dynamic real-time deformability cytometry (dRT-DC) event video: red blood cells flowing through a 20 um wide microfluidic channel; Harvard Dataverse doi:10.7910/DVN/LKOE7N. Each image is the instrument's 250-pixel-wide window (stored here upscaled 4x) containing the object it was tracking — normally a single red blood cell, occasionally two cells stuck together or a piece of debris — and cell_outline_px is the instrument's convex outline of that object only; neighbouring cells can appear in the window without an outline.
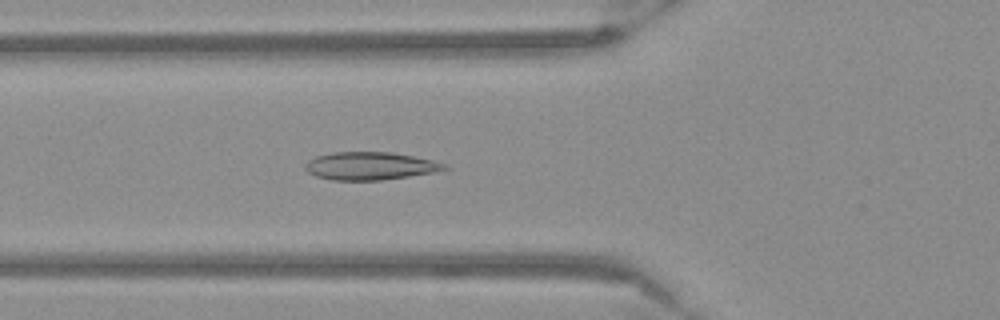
{"species": "Egyptian fruit bat (a non-hibernating species)", "species_latin": "Rousettus aegyptiacus", "temperature_condition": "warm", "stored_images_in_passage": 54, "camera_frame_rate_fps": 3000, "um_per_image_px": 0.085, "frame": {"image": 1, "passage_image": 20, "time_ms": 6.333, "image_size_px": [1000, 320], "cell_outline_px": [[452, 168], [436, 172], [380, 180], [332, 180], [316, 176], [308, 172], [304, 168], [304, 164], [308, 160], [316, 156], [332, 152], [392, 152], [432, 160], [448, 164]], "centroid_in_image_um": [31.47, 14.1], "position_along_channel_um": 94.3, "area_um2": 22.72}}
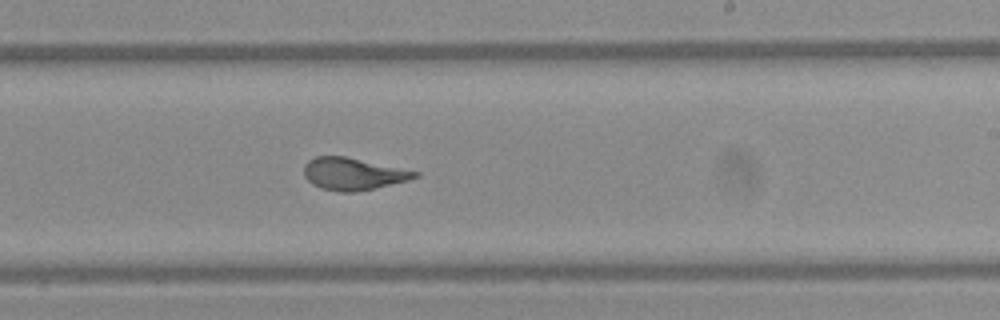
{"frame": {"image": 2, "passage_image": 33, "time_ms": 10.667, "image_size_px": [1000, 320], "cell_outline_px": [[420, 176], [408, 180], [372, 188], [352, 192], [340, 192], [320, 188], [312, 184], [304, 176], [304, 164], [308, 160], [316, 156], [344, 156], [420, 172]], "centroid_in_image_um": [29.97, 14.77], "position_along_channel_um": 259.0, "area_um2": 20.58}}
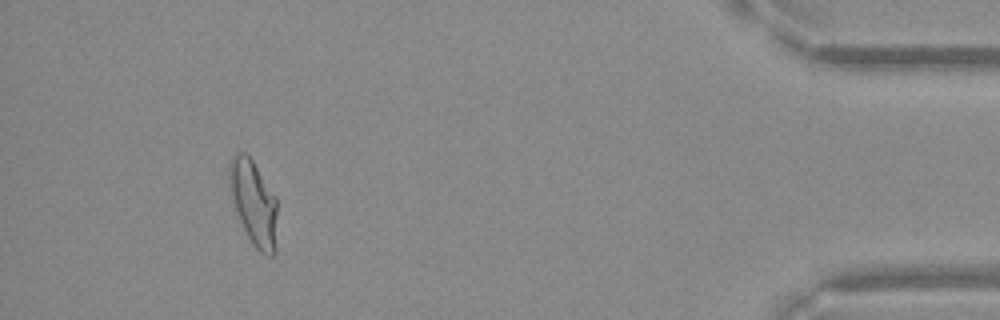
{"frame": {"image": 3, "passage_image": 50, "time_ms": 16.333, "image_size_px": [1000, 320], "cell_outline_px": [[276, 252], [272, 256], [268, 256], [260, 252], [252, 244], [240, 220], [228, 184], [228, 164], [232, 156], [240, 152], [248, 152], [276, 196]], "centroid_in_image_um": [21.56, 17.19], "position_along_channel_um": 413.6, "area_um2": 23.87}}